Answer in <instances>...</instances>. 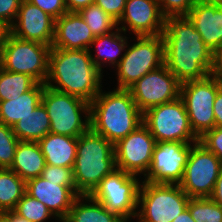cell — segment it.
<instances>
[{"instance_id": "obj_18", "label": "cell", "mask_w": 222, "mask_h": 222, "mask_svg": "<svg viewBox=\"0 0 222 222\" xmlns=\"http://www.w3.org/2000/svg\"><path fill=\"white\" fill-rule=\"evenodd\" d=\"M26 193L43 203L58 218L68 216L74 199L80 195L76 186H62L41 176L26 182Z\"/></svg>"}, {"instance_id": "obj_44", "label": "cell", "mask_w": 222, "mask_h": 222, "mask_svg": "<svg viewBox=\"0 0 222 222\" xmlns=\"http://www.w3.org/2000/svg\"><path fill=\"white\" fill-rule=\"evenodd\" d=\"M0 222H30L17 215L14 211L0 212Z\"/></svg>"}, {"instance_id": "obj_37", "label": "cell", "mask_w": 222, "mask_h": 222, "mask_svg": "<svg viewBox=\"0 0 222 222\" xmlns=\"http://www.w3.org/2000/svg\"><path fill=\"white\" fill-rule=\"evenodd\" d=\"M94 3L118 22L123 15L126 0H94Z\"/></svg>"}, {"instance_id": "obj_34", "label": "cell", "mask_w": 222, "mask_h": 222, "mask_svg": "<svg viewBox=\"0 0 222 222\" xmlns=\"http://www.w3.org/2000/svg\"><path fill=\"white\" fill-rule=\"evenodd\" d=\"M165 17L186 16L195 5V0H157Z\"/></svg>"}, {"instance_id": "obj_8", "label": "cell", "mask_w": 222, "mask_h": 222, "mask_svg": "<svg viewBox=\"0 0 222 222\" xmlns=\"http://www.w3.org/2000/svg\"><path fill=\"white\" fill-rule=\"evenodd\" d=\"M118 63V87L128 90L145 74L164 65V42L162 35L137 36Z\"/></svg>"}, {"instance_id": "obj_48", "label": "cell", "mask_w": 222, "mask_h": 222, "mask_svg": "<svg viewBox=\"0 0 222 222\" xmlns=\"http://www.w3.org/2000/svg\"><path fill=\"white\" fill-rule=\"evenodd\" d=\"M2 63H1V58H0V72L2 71Z\"/></svg>"}, {"instance_id": "obj_39", "label": "cell", "mask_w": 222, "mask_h": 222, "mask_svg": "<svg viewBox=\"0 0 222 222\" xmlns=\"http://www.w3.org/2000/svg\"><path fill=\"white\" fill-rule=\"evenodd\" d=\"M215 127H222V86L219 87L214 100Z\"/></svg>"}, {"instance_id": "obj_11", "label": "cell", "mask_w": 222, "mask_h": 222, "mask_svg": "<svg viewBox=\"0 0 222 222\" xmlns=\"http://www.w3.org/2000/svg\"><path fill=\"white\" fill-rule=\"evenodd\" d=\"M220 86L212 74L181 84L180 97L185 104L190 127L198 138L215 127L213 107Z\"/></svg>"}, {"instance_id": "obj_21", "label": "cell", "mask_w": 222, "mask_h": 222, "mask_svg": "<svg viewBox=\"0 0 222 222\" xmlns=\"http://www.w3.org/2000/svg\"><path fill=\"white\" fill-rule=\"evenodd\" d=\"M78 138L48 133L38 141L46 165L73 168L77 154Z\"/></svg>"}, {"instance_id": "obj_12", "label": "cell", "mask_w": 222, "mask_h": 222, "mask_svg": "<svg viewBox=\"0 0 222 222\" xmlns=\"http://www.w3.org/2000/svg\"><path fill=\"white\" fill-rule=\"evenodd\" d=\"M221 167L222 163L213 152L199 142L193 143L179 185L190 198L210 197Z\"/></svg>"}, {"instance_id": "obj_17", "label": "cell", "mask_w": 222, "mask_h": 222, "mask_svg": "<svg viewBox=\"0 0 222 222\" xmlns=\"http://www.w3.org/2000/svg\"><path fill=\"white\" fill-rule=\"evenodd\" d=\"M165 18L157 0H126L117 26L124 21L136 36H158L163 33Z\"/></svg>"}, {"instance_id": "obj_27", "label": "cell", "mask_w": 222, "mask_h": 222, "mask_svg": "<svg viewBox=\"0 0 222 222\" xmlns=\"http://www.w3.org/2000/svg\"><path fill=\"white\" fill-rule=\"evenodd\" d=\"M25 193L26 182L9 168H0V212L13 211Z\"/></svg>"}, {"instance_id": "obj_38", "label": "cell", "mask_w": 222, "mask_h": 222, "mask_svg": "<svg viewBox=\"0 0 222 222\" xmlns=\"http://www.w3.org/2000/svg\"><path fill=\"white\" fill-rule=\"evenodd\" d=\"M22 0H0V19L10 26L17 18Z\"/></svg>"}, {"instance_id": "obj_4", "label": "cell", "mask_w": 222, "mask_h": 222, "mask_svg": "<svg viewBox=\"0 0 222 222\" xmlns=\"http://www.w3.org/2000/svg\"><path fill=\"white\" fill-rule=\"evenodd\" d=\"M116 168L114 145L89 129L78 137L73 167L76 191L89 195Z\"/></svg>"}, {"instance_id": "obj_9", "label": "cell", "mask_w": 222, "mask_h": 222, "mask_svg": "<svg viewBox=\"0 0 222 222\" xmlns=\"http://www.w3.org/2000/svg\"><path fill=\"white\" fill-rule=\"evenodd\" d=\"M136 175L115 169L107 175L89 194L110 212L117 214L125 222L137 216L139 190L141 184Z\"/></svg>"}, {"instance_id": "obj_15", "label": "cell", "mask_w": 222, "mask_h": 222, "mask_svg": "<svg viewBox=\"0 0 222 222\" xmlns=\"http://www.w3.org/2000/svg\"><path fill=\"white\" fill-rule=\"evenodd\" d=\"M191 147L190 143L156 142L145 181L179 185Z\"/></svg>"}, {"instance_id": "obj_1", "label": "cell", "mask_w": 222, "mask_h": 222, "mask_svg": "<svg viewBox=\"0 0 222 222\" xmlns=\"http://www.w3.org/2000/svg\"><path fill=\"white\" fill-rule=\"evenodd\" d=\"M161 35L164 64L181 84L212 74L214 53L205 45L187 16L166 17Z\"/></svg>"}, {"instance_id": "obj_6", "label": "cell", "mask_w": 222, "mask_h": 222, "mask_svg": "<svg viewBox=\"0 0 222 222\" xmlns=\"http://www.w3.org/2000/svg\"><path fill=\"white\" fill-rule=\"evenodd\" d=\"M41 103L50 119V133L78 138L90 129V103L45 86ZM81 112L87 114L81 118Z\"/></svg>"}, {"instance_id": "obj_28", "label": "cell", "mask_w": 222, "mask_h": 222, "mask_svg": "<svg viewBox=\"0 0 222 222\" xmlns=\"http://www.w3.org/2000/svg\"><path fill=\"white\" fill-rule=\"evenodd\" d=\"M36 83L27 74L9 72L2 69L0 72V101L20 96L29 91Z\"/></svg>"}, {"instance_id": "obj_14", "label": "cell", "mask_w": 222, "mask_h": 222, "mask_svg": "<svg viewBox=\"0 0 222 222\" xmlns=\"http://www.w3.org/2000/svg\"><path fill=\"white\" fill-rule=\"evenodd\" d=\"M155 138L150 134L148 127L142 123L114 145L116 168L132 175L147 174Z\"/></svg>"}, {"instance_id": "obj_36", "label": "cell", "mask_w": 222, "mask_h": 222, "mask_svg": "<svg viewBox=\"0 0 222 222\" xmlns=\"http://www.w3.org/2000/svg\"><path fill=\"white\" fill-rule=\"evenodd\" d=\"M33 5L43 10L55 20L65 14L67 11L64 0H27Z\"/></svg>"}, {"instance_id": "obj_40", "label": "cell", "mask_w": 222, "mask_h": 222, "mask_svg": "<svg viewBox=\"0 0 222 222\" xmlns=\"http://www.w3.org/2000/svg\"><path fill=\"white\" fill-rule=\"evenodd\" d=\"M68 12H79L81 9L94 4V0H64Z\"/></svg>"}, {"instance_id": "obj_35", "label": "cell", "mask_w": 222, "mask_h": 222, "mask_svg": "<svg viewBox=\"0 0 222 222\" xmlns=\"http://www.w3.org/2000/svg\"><path fill=\"white\" fill-rule=\"evenodd\" d=\"M199 143L210 152H213L222 163V127H214L206 131L199 138Z\"/></svg>"}, {"instance_id": "obj_19", "label": "cell", "mask_w": 222, "mask_h": 222, "mask_svg": "<svg viewBox=\"0 0 222 222\" xmlns=\"http://www.w3.org/2000/svg\"><path fill=\"white\" fill-rule=\"evenodd\" d=\"M186 16L212 53L222 49V4L195 2Z\"/></svg>"}, {"instance_id": "obj_20", "label": "cell", "mask_w": 222, "mask_h": 222, "mask_svg": "<svg viewBox=\"0 0 222 222\" xmlns=\"http://www.w3.org/2000/svg\"><path fill=\"white\" fill-rule=\"evenodd\" d=\"M95 36L78 12H66L55 20L52 48L90 50Z\"/></svg>"}, {"instance_id": "obj_41", "label": "cell", "mask_w": 222, "mask_h": 222, "mask_svg": "<svg viewBox=\"0 0 222 222\" xmlns=\"http://www.w3.org/2000/svg\"><path fill=\"white\" fill-rule=\"evenodd\" d=\"M212 75L222 86V49L214 54V67Z\"/></svg>"}, {"instance_id": "obj_43", "label": "cell", "mask_w": 222, "mask_h": 222, "mask_svg": "<svg viewBox=\"0 0 222 222\" xmlns=\"http://www.w3.org/2000/svg\"><path fill=\"white\" fill-rule=\"evenodd\" d=\"M11 34V26L5 21L0 19V51L7 42L9 35Z\"/></svg>"}, {"instance_id": "obj_46", "label": "cell", "mask_w": 222, "mask_h": 222, "mask_svg": "<svg viewBox=\"0 0 222 222\" xmlns=\"http://www.w3.org/2000/svg\"><path fill=\"white\" fill-rule=\"evenodd\" d=\"M195 2L222 4V0H195Z\"/></svg>"}, {"instance_id": "obj_45", "label": "cell", "mask_w": 222, "mask_h": 222, "mask_svg": "<svg viewBox=\"0 0 222 222\" xmlns=\"http://www.w3.org/2000/svg\"><path fill=\"white\" fill-rule=\"evenodd\" d=\"M172 222H195L190 215L188 209H186L183 213L179 214Z\"/></svg>"}, {"instance_id": "obj_31", "label": "cell", "mask_w": 222, "mask_h": 222, "mask_svg": "<svg viewBox=\"0 0 222 222\" xmlns=\"http://www.w3.org/2000/svg\"><path fill=\"white\" fill-rule=\"evenodd\" d=\"M13 211L30 222H44L47 218L53 216L43 203L27 193L19 200Z\"/></svg>"}, {"instance_id": "obj_47", "label": "cell", "mask_w": 222, "mask_h": 222, "mask_svg": "<svg viewBox=\"0 0 222 222\" xmlns=\"http://www.w3.org/2000/svg\"><path fill=\"white\" fill-rule=\"evenodd\" d=\"M59 219L61 222H72L67 216Z\"/></svg>"}, {"instance_id": "obj_3", "label": "cell", "mask_w": 222, "mask_h": 222, "mask_svg": "<svg viewBox=\"0 0 222 222\" xmlns=\"http://www.w3.org/2000/svg\"><path fill=\"white\" fill-rule=\"evenodd\" d=\"M142 123L143 113L129 90L116 89L108 93L100 90L90 103V129L113 145Z\"/></svg>"}, {"instance_id": "obj_7", "label": "cell", "mask_w": 222, "mask_h": 222, "mask_svg": "<svg viewBox=\"0 0 222 222\" xmlns=\"http://www.w3.org/2000/svg\"><path fill=\"white\" fill-rule=\"evenodd\" d=\"M143 123L156 142H199L181 97L148 109L143 113Z\"/></svg>"}, {"instance_id": "obj_42", "label": "cell", "mask_w": 222, "mask_h": 222, "mask_svg": "<svg viewBox=\"0 0 222 222\" xmlns=\"http://www.w3.org/2000/svg\"><path fill=\"white\" fill-rule=\"evenodd\" d=\"M210 198L222 207V167L215 183L214 191Z\"/></svg>"}, {"instance_id": "obj_32", "label": "cell", "mask_w": 222, "mask_h": 222, "mask_svg": "<svg viewBox=\"0 0 222 222\" xmlns=\"http://www.w3.org/2000/svg\"><path fill=\"white\" fill-rule=\"evenodd\" d=\"M19 143L11 126L0 123V168H10L15 156V150Z\"/></svg>"}, {"instance_id": "obj_10", "label": "cell", "mask_w": 222, "mask_h": 222, "mask_svg": "<svg viewBox=\"0 0 222 222\" xmlns=\"http://www.w3.org/2000/svg\"><path fill=\"white\" fill-rule=\"evenodd\" d=\"M50 50L51 47L46 44L22 40L10 34L0 51L2 68L27 74L37 83L45 84Z\"/></svg>"}, {"instance_id": "obj_33", "label": "cell", "mask_w": 222, "mask_h": 222, "mask_svg": "<svg viewBox=\"0 0 222 222\" xmlns=\"http://www.w3.org/2000/svg\"><path fill=\"white\" fill-rule=\"evenodd\" d=\"M41 177L47 181L62 186H76L73 176V168L46 165Z\"/></svg>"}, {"instance_id": "obj_30", "label": "cell", "mask_w": 222, "mask_h": 222, "mask_svg": "<svg viewBox=\"0 0 222 222\" xmlns=\"http://www.w3.org/2000/svg\"><path fill=\"white\" fill-rule=\"evenodd\" d=\"M187 209L195 222H222V207L210 197L190 198Z\"/></svg>"}, {"instance_id": "obj_23", "label": "cell", "mask_w": 222, "mask_h": 222, "mask_svg": "<svg viewBox=\"0 0 222 222\" xmlns=\"http://www.w3.org/2000/svg\"><path fill=\"white\" fill-rule=\"evenodd\" d=\"M45 166V157L38 142L19 141L14 161L9 169L27 182L41 176Z\"/></svg>"}, {"instance_id": "obj_16", "label": "cell", "mask_w": 222, "mask_h": 222, "mask_svg": "<svg viewBox=\"0 0 222 222\" xmlns=\"http://www.w3.org/2000/svg\"><path fill=\"white\" fill-rule=\"evenodd\" d=\"M18 22V23H17ZM15 37L52 47L55 19L27 0H22L17 18L11 26Z\"/></svg>"}, {"instance_id": "obj_26", "label": "cell", "mask_w": 222, "mask_h": 222, "mask_svg": "<svg viewBox=\"0 0 222 222\" xmlns=\"http://www.w3.org/2000/svg\"><path fill=\"white\" fill-rule=\"evenodd\" d=\"M125 32L127 31L126 26H122L120 28L117 27L115 32H111L106 35L97 36L94 38L90 46H97V49H95L98 53L96 54V58L91 54V58L95 66L102 71V63H111L113 66L118 65V63L121 61L122 57L117 60V57L122 50H124L127 45L126 37H123L119 32ZM110 47V49H109ZM103 60V62H100L99 60ZM107 61V62H106Z\"/></svg>"}, {"instance_id": "obj_13", "label": "cell", "mask_w": 222, "mask_h": 222, "mask_svg": "<svg viewBox=\"0 0 222 222\" xmlns=\"http://www.w3.org/2000/svg\"><path fill=\"white\" fill-rule=\"evenodd\" d=\"M181 83L164 64L145 74L128 90L138 109L144 113L154 106L180 97Z\"/></svg>"}, {"instance_id": "obj_2", "label": "cell", "mask_w": 222, "mask_h": 222, "mask_svg": "<svg viewBox=\"0 0 222 222\" xmlns=\"http://www.w3.org/2000/svg\"><path fill=\"white\" fill-rule=\"evenodd\" d=\"M101 74L92 61L90 50L51 47L45 85L91 103L102 90ZM53 81L58 86L53 85Z\"/></svg>"}, {"instance_id": "obj_24", "label": "cell", "mask_w": 222, "mask_h": 222, "mask_svg": "<svg viewBox=\"0 0 222 222\" xmlns=\"http://www.w3.org/2000/svg\"><path fill=\"white\" fill-rule=\"evenodd\" d=\"M50 119L41 103L32 113L19 120L13 132L19 141L38 142L50 132Z\"/></svg>"}, {"instance_id": "obj_5", "label": "cell", "mask_w": 222, "mask_h": 222, "mask_svg": "<svg viewBox=\"0 0 222 222\" xmlns=\"http://www.w3.org/2000/svg\"><path fill=\"white\" fill-rule=\"evenodd\" d=\"M190 197L177 184L143 181L138 198L140 222H172L188 208Z\"/></svg>"}, {"instance_id": "obj_29", "label": "cell", "mask_w": 222, "mask_h": 222, "mask_svg": "<svg viewBox=\"0 0 222 222\" xmlns=\"http://www.w3.org/2000/svg\"><path fill=\"white\" fill-rule=\"evenodd\" d=\"M78 13L95 37L109 34L117 27V22L95 3L81 9Z\"/></svg>"}, {"instance_id": "obj_22", "label": "cell", "mask_w": 222, "mask_h": 222, "mask_svg": "<svg viewBox=\"0 0 222 222\" xmlns=\"http://www.w3.org/2000/svg\"><path fill=\"white\" fill-rule=\"evenodd\" d=\"M45 84L36 83L29 91L0 101V123L13 127L19 120L32 113L40 104Z\"/></svg>"}, {"instance_id": "obj_25", "label": "cell", "mask_w": 222, "mask_h": 222, "mask_svg": "<svg viewBox=\"0 0 222 222\" xmlns=\"http://www.w3.org/2000/svg\"><path fill=\"white\" fill-rule=\"evenodd\" d=\"M84 198L90 203H81ZM67 217L72 222H125L117 214L106 209L99 201L89 195L81 194L74 199Z\"/></svg>"}]
</instances>
